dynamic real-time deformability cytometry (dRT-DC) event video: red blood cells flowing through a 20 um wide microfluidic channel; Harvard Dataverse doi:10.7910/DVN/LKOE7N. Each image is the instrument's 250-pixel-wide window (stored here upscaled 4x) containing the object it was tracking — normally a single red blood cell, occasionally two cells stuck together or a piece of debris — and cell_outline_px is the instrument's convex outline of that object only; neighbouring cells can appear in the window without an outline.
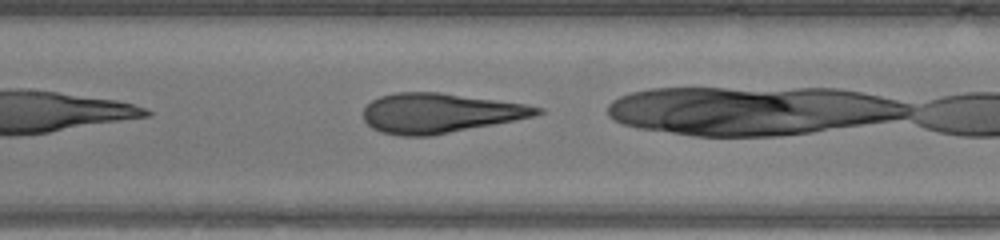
{"species": "human", "species_latin": "Homo sapiens", "temperature_condition": "warm", "stored_images_in_passage": 13, "camera_frame_rate_fps": 3000, "um_per_image_px": 0.085, "donor": {"sex": "male"}, "frame": {"image": 1, "passage_image": 6, "time_ms": 1.667, "image_size_px": [1000, 240], "cell_outline_px": [[544, 112], [532, 116], [432, 136], [404, 136], [380, 132], [372, 128], [364, 120], [364, 108], [372, 100], [380, 96], [392, 92], [440, 92], [524, 104], [544, 108]], "centroid_in_image_um": [37.33, 9.61], "position_along_channel_um": 170.1, "area_um2": 39.82}}